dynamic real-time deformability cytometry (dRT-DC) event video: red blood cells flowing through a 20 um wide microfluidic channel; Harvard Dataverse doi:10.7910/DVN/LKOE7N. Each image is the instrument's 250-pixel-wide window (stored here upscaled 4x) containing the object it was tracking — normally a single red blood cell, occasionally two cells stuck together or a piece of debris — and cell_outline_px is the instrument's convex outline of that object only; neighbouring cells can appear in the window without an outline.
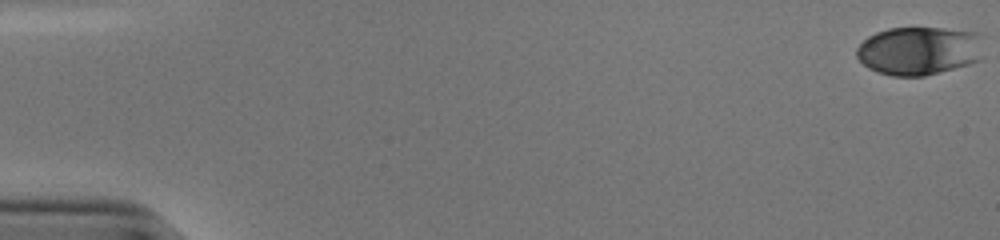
{"species": "human", "species_latin": "Homo sapiens", "temperature_condition": "cold", "stored_images_in_passage": 46, "camera_frame_rate_fps": 3000, "um_per_image_px": 0.085, "donor": {"sex": "male"}, "frame": {"image": 1, "passage_image": 1, "time_ms": 0.0, "image_size_px": [1000, 240], "cell_outline_px": [[980, 60], [968, 64], [940, 72], [924, 76], [892, 76], [876, 72], [868, 68], [856, 56], [856, 48], [868, 36], [876, 32], [888, 28], [944, 28], [976, 32], [980, 36]], "centroid_in_image_um": [78.07, 4.31], "position_along_channel_um": 6.9, "area_um2": 35.78}}
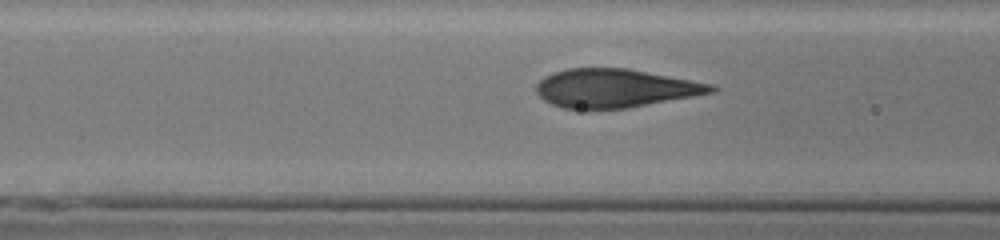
{"frame": {"image": 2, "passage_image": 23, "time_ms": 7.333, "image_size_px": [1000, 240], "cell_outline_px": [[720, 88], [716, 92], [628, 108], [564, 108], [552, 104], [544, 100], [536, 92], [536, 84], [544, 76], [568, 68], [628, 68], [712, 84]], "centroid_in_image_um": [52.31, 7.49], "position_along_channel_um": 114.3, "area_um2": 39.07}}
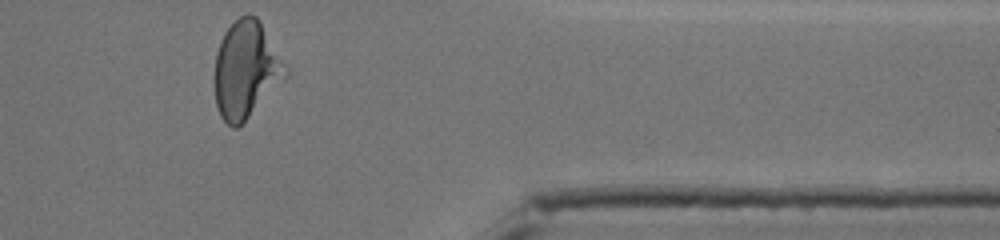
{"frame": {"image": 3, "passage_image": 46, "time_ms": 15.0, "image_size_px": [1000, 240], "cell_outline_px": [[288, 76], [236, 128], [232, 128], [220, 116], [216, 104], [212, 76], [216, 52], [220, 40], [224, 32], [240, 16], [248, 12], [256, 16], [260, 20], [288, 68]], "centroid_in_image_um": [20.88, 5.89], "position_along_channel_um": 390.5, "area_um2": 40.34}, "authors_computed_cell_mechanics": {"area_um2": 38.8127, "velocity_mm_per_s": 3.8413, "shape_relaxation_time_tau1_ms": 4.3722, "shape_relaxation_time_tau2_ms": null, "deformation_change_tau1": 0.176, "deformation_change_tau2": null}}